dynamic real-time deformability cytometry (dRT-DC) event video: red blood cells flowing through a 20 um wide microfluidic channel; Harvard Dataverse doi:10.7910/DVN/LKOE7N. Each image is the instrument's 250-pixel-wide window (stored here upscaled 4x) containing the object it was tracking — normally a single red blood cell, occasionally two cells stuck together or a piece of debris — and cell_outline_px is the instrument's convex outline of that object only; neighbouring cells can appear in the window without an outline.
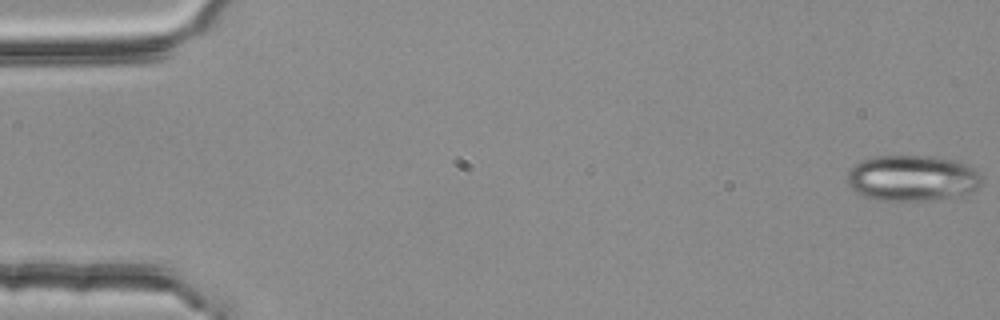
{"species": "common noctule bat (a hibernating species)", "species_latin": "Nyctalus noctula", "temperature_condition": "room temperature", "stored_images_in_passage": 55, "camera_frame_rate_fps": 3000, "um_per_image_px": 0.085, "animal": {"sex": "female", "body_mass_g": 25.1}, "frame": {"image": 1, "passage_image": 1, "time_ms": 0.0, "image_size_px": [1000, 320], "cell_outline_px": [[984, 176], [980, 184], [976, 188], [968, 192], [928, 200], [876, 200], [864, 196], [856, 192], [848, 184], [848, 172], [856, 164], [864, 160], [876, 156], [928, 156], [960, 160], [968, 164], [980, 172]], "centroid_in_image_um": [77.57, 15.12], "position_along_channel_um": 7.4, "area_um2": 35.72}}
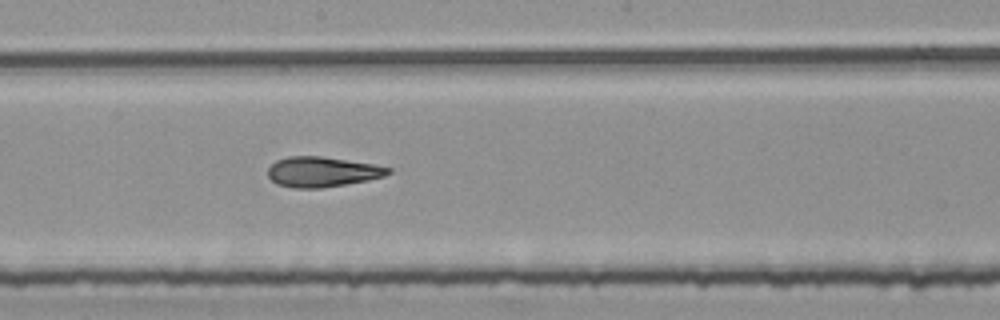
{"frame": {"image": 2, "passage_image": 30, "time_ms": 9.667, "image_size_px": [1000, 320], "cell_outline_px": [[392, 172], [384, 176], [368, 180], [320, 188], [292, 188], [276, 184], [268, 176], [268, 168], [276, 160], [288, 156], [320, 156], [376, 164], [392, 168]], "centroid_in_image_um": [27.39, 14.6], "position_along_channel_um": 220.8, "area_um2": 21.21}}
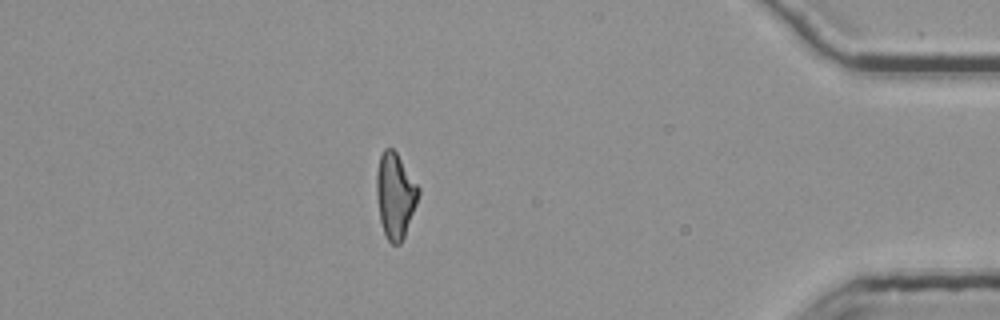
{"frame": {"image": 3, "passage_image": 48, "time_ms": 15.667, "image_size_px": [1000, 320], "cell_outline_px": [[420, 192], [416, 204], [404, 236], [400, 244], [392, 244], [388, 240], [384, 232], [380, 220], [376, 192], [376, 172], [380, 156], [384, 148], [392, 148], [396, 152], [420, 188]], "centroid_in_image_um": [33.58, 16.6], "position_along_channel_um": 401.6, "area_um2": 20.63}, "authors_computed_cell_mechanics": {"area_um2": 21.2704, "velocity_mm_per_s": 3.774, "shape_relaxation_time_tau1_ms": null, "shape_relaxation_time_tau2_ms": 3.3709, "deformation_change_tau1": null, "deformation_change_tau2": 0.1145}}